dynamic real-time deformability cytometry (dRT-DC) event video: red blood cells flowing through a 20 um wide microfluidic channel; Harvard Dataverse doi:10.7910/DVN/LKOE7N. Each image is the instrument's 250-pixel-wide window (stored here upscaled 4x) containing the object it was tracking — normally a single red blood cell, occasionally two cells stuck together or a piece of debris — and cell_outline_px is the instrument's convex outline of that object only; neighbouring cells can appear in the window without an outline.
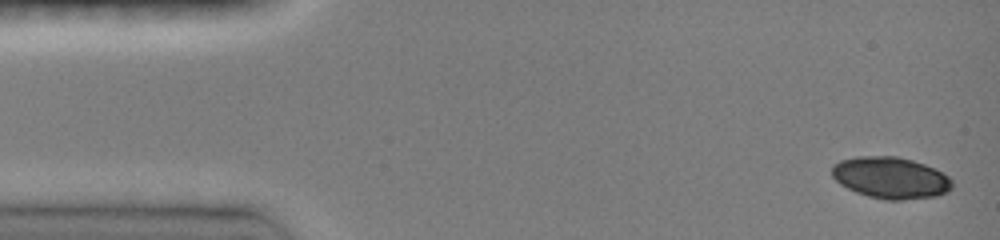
{"species": "common noctule bat (a hibernating species)", "species_latin": "Nyctalus noctula", "temperature_condition": "room temperature", "stored_images_in_passage": 17, "camera_frame_rate_fps": 3000, "um_per_image_px": 0.085, "animal": {"sex": "female", "body_mass_g": 19.0, "forearm_length_mm": 51.5}, "frame": {"image": 1, "passage_image": 1, "time_ms": 0.0, "image_size_px": [1000, 240], "cell_outline_px": [[952, 188], [948, 192], [936, 196], [900, 200], [884, 200], [868, 196], [856, 192], [840, 184], [832, 176], [832, 164], [840, 160], [856, 156], [896, 156], [912, 160], [924, 164], [948, 176], [952, 180]], "centroid_in_image_um": [75.68, 15.11], "position_along_channel_um": 9.3, "area_um2": 29.13}}
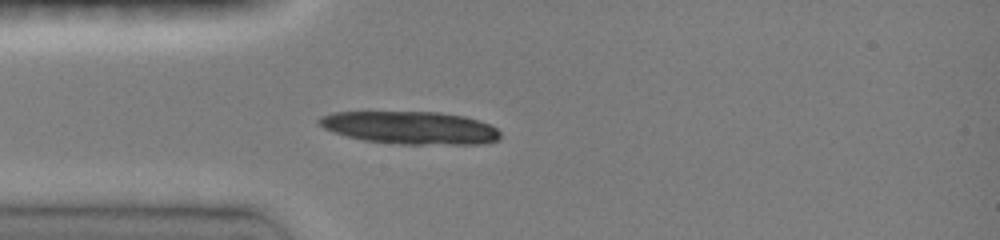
{"frame": {"image": 2, "passage_image": 9, "time_ms": 3.667, "image_size_px": [1000, 240], "cell_outline_px": [[500, 140], [488, 144], [400, 144], [364, 140], [348, 136], [324, 128], [316, 124], [316, 120], [320, 116], [332, 112], [440, 112], [464, 116], [480, 120], [496, 128], [500, 132]], "centroid_in_image_um": [34.9, 10.85], "position_along_channel_um": 50.1, "area_um2": 34.74}}